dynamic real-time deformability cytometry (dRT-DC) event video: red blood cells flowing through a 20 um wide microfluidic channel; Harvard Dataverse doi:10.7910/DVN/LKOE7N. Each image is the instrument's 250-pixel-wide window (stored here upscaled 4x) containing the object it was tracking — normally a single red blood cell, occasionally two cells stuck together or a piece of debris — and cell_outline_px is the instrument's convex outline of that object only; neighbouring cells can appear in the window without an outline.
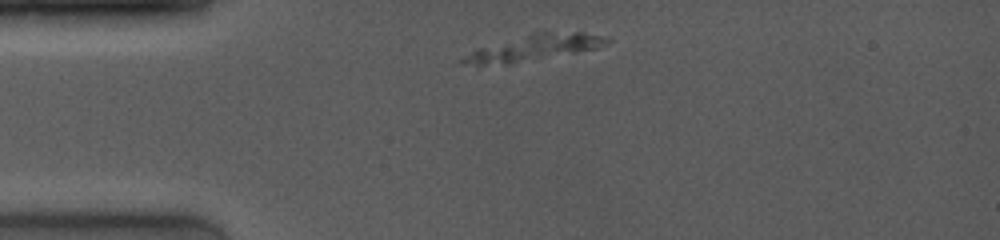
{"species": "common noctule bat (a hibernating species)", "species_latin": "Nyctalus noctula", "temperature_condition": "room temperature", "stored_images_in_passage": 25, "segment_of_instrument_passage": [1, 2], "camera_frame_rate_fps": 4000, "um_per_image_px": 0.085, "animal": {"sex": "female", "body_mass_g": 19.0, "forearm_length_mm": 53.3}, "frame": {"image": 1, "passage_image": 1, "time_ms": 0.0, "image_size_px": [1000, 240], "cell_outline_px": [[612, 40], [600, 48], [512, 64], [460, 64], [460, 60], [464, 56], [476, 48], [532, 32], [580, 32], [608, 36]], "centroid_in_image_um": [45.44, 4.04], "position_along_channel_um": 39.6, "area_um2": 22.02}}
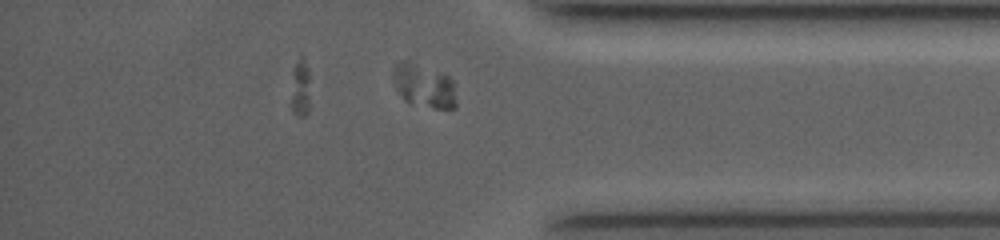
{"frame": {"image": 2, "passage_image": 21, "time_ms": 10.0, "image_size_px": [1000, 240], "cell_outline_px": [[456, 108], [436, 108], [404, 100], [392, 80], [392, 68], [396, 64], [404, 60], [448, 76], [452, 80], [456, 100]], "centroid_in_image_um": [36.02, 7.29], "position_along_channel_um": 399.2, "area_um2": 15.49}}